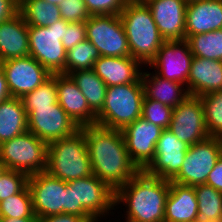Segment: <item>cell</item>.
Here are the masks:
<instances>
[{"label": "cell", "instance_id": "6da1fadb", "mask_svg": "<svg viewBox=\"0 0 222 222\" xmlns=\"http://www.w3.org/2000/svg\"><path fill=\"white\" fill-rule=\"evenodd\" d=\"M84 133L93 175L114 191L140 170L131 161L121 130L97 124L80 127Z\"/></svg>", "mask_w": 222, "mask_h": 222}, {"label": "cell", "instance_id": "7a4b0ae2", "mask_svg": "<svg viewBox=\"0 0 222 222\" xmlns=\"http://www.w3.org/2000/svg\"><path fill=\"white\" fill-rule=\"evenodd\" d=\"M170 181L140 170L116 191L115 204L126 207V222H164Z\"/></svg>", "mask_w": 222, "mask_h": 222}, {"label": "cell", "instance_id": "3957f363", "mask_svg": "<svg viewBox=\"0 0 222 222\" xmlns=\"http://www.w3.org/2000/svg\"><path fill=\"white\" fill-rule=\"evenodd\" d=\"M119 16L128 40L131 57L148 67L165 42L149 7L142 0H129Z\"/></svg>", "mask_w": 222, "mask_h": 222}, {"label": "cell", "instance_id": "277c9868", "mask_svg": "<svg viewBox=\"0 0 222 222\" xmlns=\"http://www.w3.org/2000/svg\"><path fill=\"white\" fill-rule=\"evenodd\" d=\"M46 172L65 182L93 174L85 136L80 129L48 144Z\"/></svg>", "mask_w": 222, "mask_h": 222}, {"label": "cell", "instance_id": "5b68a950", "mask_svg": "<svg viewBox=\"0 0 222 222\" xmlns=\"http://www.w3.org/2000/svg\"><path fill=\"white\" fill-rule=\"evenodd\" d=\"M144 90L142 82L107 87L105 102L96 115V124L122 130L142 114Z\"/></svg>", "mask_w": 222, "mask_h": 222}, {"label": "cell", "instance_id": "8992f818", "mask_svg": "<svg viewBox=\"0 0 222 222\" xmlns=\"http://www.w3.org/2000/svg\"><path fill=\"white\" fill-rule=\"evenodd\" d=\"M48 144L30 131L0 143V159L6 169L28 176L45 172Z\"/></svg>", "mask_w": 222, "mask_h": 222}, {"label": "cell", "instance_id": "52a82bcc", "mask_svg": "<svg viewBox=\"0 0 222 222\" xmlns=\"http://www.w3.org/2000/svg\"><path fill=\"white\" fill-rule=\"evenodd\" d=\"M68 23L60 19L47 27L28 26L29 55L51 74H65L67 51L62 40Z\"/></svg>", "mask_w": 222, "mask_h": 222}, {"label": "cell", "instance_id": "ba28073f", "mask_svg": "<svg viewBox=\"0 0 222 222\" xmlns=\"http://www.w3.org/2000/svg\"><path fill=\"white\" fill-rule=\"evenodd\" d=\"M221 154V137L209 136L189 146L182 167L171 182L192 187L206 184L208 174L213 170Z\"/></svg>", "mask_w": 222, "mask_h": 222}, {"label": "cell", "instance_id": "9c48e42d", "mask_svg": "<svg viewBox=\"0 0 222 222\" xmlns=\"http://www.w3.org/2000/svg\"><path fill=\"white\" fill-rule=\"evenodd\" d=\"M85 24L87 40L98 49L100 56H131L119 15H91Z\"/></svg>", "mask_w": 222, "mask_h": 222}, {"label": "cell", "instance_id": "30bf717a", "mask_svg": "<svg viewBox=\"0 0 222 222\" xmlns=\"http://www.w3.org/2000/svg\"><path fill=\"white\" fill-rule=\"evenodd\" d=\"M25 110L28 116V131L47 144L69 137L80 129L58 102L52 106Z\"/></svg>", "mask_w": 222, "mask_h": 222}, {"label": "cell", "instance_id": "8fae6325", "mask_svg": "<svg viewBox=\"0 0 222 222\" xmlns=\"http://www.w3.org/2000/svg\"><path fill=\"white\" fill-rule=\"evenodd\" d=\"M34 214L38 218L66 214V182L39 172L28 178Z\"/></svg>", "mask_w": 222, "mask_h": 222}, {"label": "cell", "instance_id": "7c38bea8", "mask_svg": "<svg viewBox=\"0 0 222 222\" xmlns=\"http://www.w3.org/2000/svg\"><path fill=\"white\" fill-rule=\"evenodd\" d=\"M168 130L188 146L209 137L200 97L189 95L173 108Z\"/></svg>", "mask_w": 222, "mask_h": 222}, {"label": "cell", "instance_id": "4fadbf2b", "mask_svg": "<svg viewBox=\"0 0 222 222\" xmlns=\"http://www.w3.org/2000/svg\"><path fill=\"white\" fill-rule=\"evenodd\" d=\"M193 57L186 40L165 41L148 68L155 69V74L164 79L184 84L187 89Z\"/></svg>", "mask_w": 222, "mask_h": 222}, {"label": "cell", "instance_id": "5bb4252c", "mask_svg": "<svg viewBox=\"0 0 222 222\" xmlns=\"http://www.w3.org/2000/svg\"><path fill=\"white\" fill-rule=\"evenodd\" d=\"M11 97L22 98L49 79L52 74L32 56L12 58L0 63Z\"/></svg>", "mask_w": 222, "mask_h": 222}, {"label": "cell", "instance_id": "9a60e30c", "mask_svg": "<svg viewBox=\"0 0 222 222\" xmlns=\"http://www.w3.org/2000/svg\"><path fill=\"white\" fill-rule=\"evenodd\" d=\"M68 183L75 187L76 205H82L97 222L109 216V211L116 210V191L95 175L71 180Z\"/></svg>", "mask_w": 222, "mask_h": 222}, {"label": "cell", "instance_id": "2e32d148", "mask_svg": "<svg viewBox=\"0 0 222 222\" xmlns=\"http://www.w3.org/2000/svg\"><path fill=\"white\" fill-rule=\"evenodd\" d=\"M163 130L142 116L121 130L129 157L139 170H144L154 159Z\"/></svg>", "mask_w": 222, "mask_h": 222}, {"label": "cell", "instance_id": "e0dca14e", "mask_svg": "<svg viewBox=\"0 0 222 222\" xmlns=\"http://www.w3.org/2000/svg\"><path fill=\"white\" fill-rule=\"evenodd\" d=\"M188 145L164 129L156 143L154 159L144 169L151 176L171 181L182 167Z\"/></svg>", "mask_w": 222, "mask_h": 222}, {"label": "cell", "instance_id": "ac0fdd59", "mask_svg": "<svg viewBox=\"0 0 222 222\" xmlns=\"http://www.w3.org/2000/svg\"><path fill=\"white\" fill-rule=\"evenodd\" d=\"M150 9L165 41L185 40V0H142Z\"/></svg>", "mask_w": 222, "mask_h": 222}, {"label": "cell", "instance_id": "d6986e66", "mask_svg": "<svg viewBox=\"0 0 222 222\" xmlns=\"http://www.w3.org/2000/svg\"><path fill=\"white\" fill-rule=\"evenodd\" d=\"M56 86L59 105L79 127L96 124V114L70 75L56 74Z\"/></svg>", "mask_w": 222, "mask_h": 222}, {"label": "cell", "instance_id": "ffe728a7", "mask_svg": "<svg viewBox=\"0 0 222 222\" xmlns=\"http://www.w3.org/2000/svg\"><path fill=\"white\" fill-rule=\"evenodd\" d=\"M222 29V0H193L186 7L185 40Z\"/></svg>", "mask_w": 222, "mask_h": 222}, {"label": "cell", "instance_id": "44dd1931", "mask_svg": "<svg viewBox=\"0 0 222 222\" xmlns=\"http://www.w3.org/2000/svg\"><path fill=\"white\" fill-rule=\"evenodd\" d=\"M142 67L144 66L131 56H100L95 61L93 70L104 81L107 87H110L132 82H141V73L144 69Z\"/></svg>", "mask_w": 222, "mask_h": 222}, {"label": "cell", "instance_id": "7402d4cb", "mask_svg": "<svg viewBox=\"0 0 222 222\" xmlns=\"http://www.w3.org/2000/svg\"><path fill=\"white\" fill-rule=\"evenodd\" d=\"M187 91L189 95L198 97L222 91V61L193 57Z\"/></svg>", "mask_w": 222, "mask_h": 222}, {"label": "cell", "instance_id": "603a6c76", "mask_svg": "<svg viewBox=\"0 0 222 222\" xmlns=\"http://www.w3.org/2000/svg\"><path fill=\"white\" fill-rule=\"evenodd\" d=\"M29 56L28 25L18 11L0 23V63Z\"/></svg>", "mask_w": 222, "mask_h": 222}, {"label": "cell", "instance_id": "cb8c5ba5", "mask_svg": "<svg viewBox=\"0 0 222 222\" xmlns=\"http://www.w3.org/2000/svg\"><path fill=\"white\" fill-rule=\"evenodd\" d=\"M198 201L194 187L170 181L164 222H195Z\"/></svg>", "mask_w": 222, "mask_h": 222}, {"label": "cell", "instance_id": "d4e9b609", "mask_svg": "<svg viewBox=\"0 0 222 222\" xmlns=\"http://www.w3.org/2000/svg\"><path fill=\"white\" fill-rule=\"evenodd\" d=\"M141 82L144 90V98L158 101L162 104L175 108L189 93L184 84L164 79L157 74L146 72L141 73Z\"/></svg>", "mask_w": 222, "mask_h": 222}, {"label": "cell", "instance_id": "484cf974", "mask_svg": "<svg viewBox=\"0 0 222 222\" xmlns=\"http://www.w3.org/2000/svg\"><path fill=\"white\" fill-rule=\"evenodd\" d=\"M28 131V116L21 98L10 97L0 103V143Z\"/></svg>", "mask_w": 222, "mask_h": 222}, {"label": "cell", "instance_id": "4316f807", "mask_svg": "<svg viewBox=\"0 0 222 222\" xmlns=\"http://www.w3.org/2000/svg\"><path fill=\"white\" fill-rule=\"evenodd\" d=\"M69 75L86 98L90 109L97 115L103 108L107 85L93 69L77 70Z\"/></svg>", "mask_w": 222, "mask_h": 222}, {"label": "cell", "instance_id": "83f0119b", "mask_svg": "<svg viewBox=\"0 0 222 222\" xmlns=\"http://www.w3.org/2000/svg\"><path fill=\"white\" fill-rule=\"evenodd\" d=\"M194 191L198 201L195 222H222V193L206 184L194 186Z\"/></svg>", "mask_w": 222, "mask_h": 222}, {"label": "cell", "instance_id": "f1b7e54d", "mask_svg": "<svg viewBox=\"0 0 222 222\" xmlns=\"http://www.w3.org/2000/svg\"><path fill=\"white\" fill-rule=\"evenodd\" d=\"M19 12L28 26L47 27L61 19L58 5L45 0H25Z\"/></svg>", "mask_w": 222, "mask_h": 222}, {"label": "cell", "instance_id": "f546056e", "mask_svg": "<svg viewBox=\"0 0 222 222\" xmlns=\"http://www.w3.org/2000/svg\"><path fill=\"white\" fill-rule=\"evenodd\" d=\"M194 57L222 61V29L186 38Z\"/></svg>", "mask_w": 222, "mask_h": 222}, {"label": "cell", "instance_id": "4dcf8cb0", "mask_svg": "<svg viewBox=\"0 0 222 222\" xmlns=\"http://www.w3.org/2000/svg\"><path fill=\"white\" fill-rule=\"evenodd\" d=\"M99 57L98 49L86 39L67 51L65 74L69 75L77 70L93 69L94 63Z\"/></svg>", "mask_w": 222, "mask_h": 222}, {"label": "cell", "instance_id": "1f68e13d", "mask_svg": "<svg viewBox=\"0 0 222 222\" xmlns=\"http://www.w3.org/2000/svg\"><path fill=\"white\" fill-rule=\"evenodd\" d=\"M203 104L208 135L222 138V91H213L200 97Z\"/></svg>", "mask_w": 222, "mask_h": 222}, {"label": "cell", "instance_id": "d6a6232c", "mask_svg": "<svg viewBox=\"0 0 222 222\" xmlns=\"http://www.w3.org/2000/svg\"><path fill=\"white\" fill-rule=\"evenodd\" d=\"M0 217H37L34 214L32 196L28 185L20 192L0 202Z\"/></svg>", "mask_w": 222, "mask_h": 222}, {"label": "cell", "instance_id": "836d02e7", "mask_svg": "<svg viewBox=\"0 0 222 222\" xmlns=\"http://www.w3.org/2000/svg\"><path fill=\"white\" fill-rule=\"evenodd\" d=\"M25 109H36V107L52 106L58 102L56 74L47 79L35 90L26 93L22 98Z\"/></svg>", "mask_w": 222, "mask_h": 222}, {"label": "cell", "instance_id": "e575fe53", "mask_svg": "<svg viewBox=\"0 0 222 222\" xmlns=\"http://www.w3.org/2000/svg\"><path fill=\"white\" fill-rule=\"evenodd\" d=\"M172 111L173 108L171 106L144 98L141 116L163 129H168L172 118Z\"/></svg>", "mask_w": 222, "mask_h": 222}, {"label": "cell", "instance_id": "d590c367", "mask_svg": "<svg viewBox=\"0 0 222 222\" xmlns=\"http://www.w3.org/2000/svg\"><path fill=\"white\" fill-rule=\"evenodd\" d=\"M29 176L23 172L7 169L0 176V202L20 193L28 185Z\"/></svg>", "mask_w": 222, "mask_h": 222}, {"label": "cell", "instance_id": "8d00e7d4", "mask_svg": "<svg viewBox=\"0 0 222 222\" xmlns=\"http://www.w3.org/2000/svg\"><path fill=\"white\" fill-rule=\"evenodd\" d=\"M61 19L69 22H86L91 16L84 0H62L58 5Z\"/></svg>", "mask_w": 222, "mask_h": 222}, {"label": "cell", "instance_id": "74e56055", "mask_svg": "<svg viewBox=\"0 0 222 222\" xmlns=\"http://www.w3.org/2000/svg\"><path fill=\"white\" fill-rule=\"evenodd\" d=\"M129 0H84L90 15H119Z\"/></svg>", "mask_w": 222, "mask_h": 222}, {"label": "cell", "instance_id": "f35d334b", "mask_svg": "<svg viewBox=\"0 0 222 222\" xmlns=\"http://www.w3.org/2000/svg\"><path fill=\"white\" fill-rule=\"evenodd\" d=\"M87 39L85 22H74L67 24L62 44L66 51Z\"/></svg>", "mask_w": 222, "mask_h": 222}, {"label": "cell", "instance_id": "ab89813d", "mask_svg": "<svg viewBox=\"0 0 222 222\" xmlns=\"http://www.w3.org/2000/svg\"><path fill=\"white\" fill-rule=\"evenodd\" d=\"M66 214L83 217L87 222H97L83 207L76 205L75 187L66 182Z\"/></svg>", "mask_w": 222, "mask_h": 222}, {"label": "cell", "instance_id": "60d3db41", "mask_svg": "<svg viewBox=\"0 0 222 222\" xmlns=\"http://www.w3.org/2000/svg\"><path fill=\"white\" fill-rule=\"evenodd\" d=\"M206 185L212 186L222 193V154L213 167V170L208 174Z\"/></svg>", "mask_w": 222, "mask_h": 222}, {"label": "cell", "instance_id": "b9f144b4", "mask_svg": "<svg viewBox=\"0 0 222 222\" xmlns=\"http://www.w3.org/2000/svg\"><path fill=\"white\" fill-rule=\"evenodd\" d=\"M19 11L15 0H0V23L14 16Z\"/></svg>", "mask_w": 222, "mask_h": 222}, {"label": "cell", "instance_id": "7bdbcfd3", "mask_svg": "<svg viewBox=\"0 0 222 222\" xmlns=\"http://www.w3.org/2000/svg\"><path fill=\"white\" fill-rule=\"evenodd\" d=\"M38 222H87L83 217L74 214H58L38 218Z\"/></svg>", "mask_w": 222, "mask_h": 222}, {"label": "cell", "instance_id": "ee69618b", "mask_svg": "<svg viewBox=\"0 0 222 222\" xmlns=\"http://www.w3.org/2000/svg\"><path fill=\"white\" fill-rule=\"evenodd\" d=\"M11 97L5 74L0 65V103Z\"/></svg>", "mask_w": 222, "mask_h": 222}, {"label": "cell", "instance_id": "f6af8a7d", "mask_svg": "<svg viewBox=\"0 0 222 222\" xmlns=\"http://www.w3.org/2000/svg\"><path fill=\"white\" fill-rule=\"evenodd\" d=\"M0 222H38V217H25V218L0 217Z\"/></svg>", "mask_w": 222, "mask_h": 222}, {"label": "cell", "instance_id": "bcb514c9", "mask_svg": "<svg viewBox=\"0 0 222 222\" xmlns=\"http://www.w3.org/2000/svg\"><path fill=\"white\" fill-rule=\"evenodd\" d=\"M5 164L0 159V176L6 171Z\"/></svg>", "mask_w": 222, "mask_h": 222}, {"label": "cell", "instance_id": "7dc6e473", "mask_svg": "<svg viewBox=\"0 0 222 222\" xmlns=\"http://www.w3.org/2000/svg\"><path fill=\"white\" fill-rule=\"evenodd\" d=\"M45 1L55 5H59L60 3H62V0H45Z\"/></svg>", "mask_w": 222, "mask_h": 222}, {"label": "cell", "instance_id": "c3c4849f", "mask_svg": "<svg viewBox=\"0 0 222 222\" xmlns=\"http://www.w3.org/2000/svg\"><path fill=\"white\" fill-rule=\"evenodd\" d=\"M25 0H15L18 7L24 2Z\"/></svg>", "mask_w": 222, "mask_h": 222}]
</instances>
